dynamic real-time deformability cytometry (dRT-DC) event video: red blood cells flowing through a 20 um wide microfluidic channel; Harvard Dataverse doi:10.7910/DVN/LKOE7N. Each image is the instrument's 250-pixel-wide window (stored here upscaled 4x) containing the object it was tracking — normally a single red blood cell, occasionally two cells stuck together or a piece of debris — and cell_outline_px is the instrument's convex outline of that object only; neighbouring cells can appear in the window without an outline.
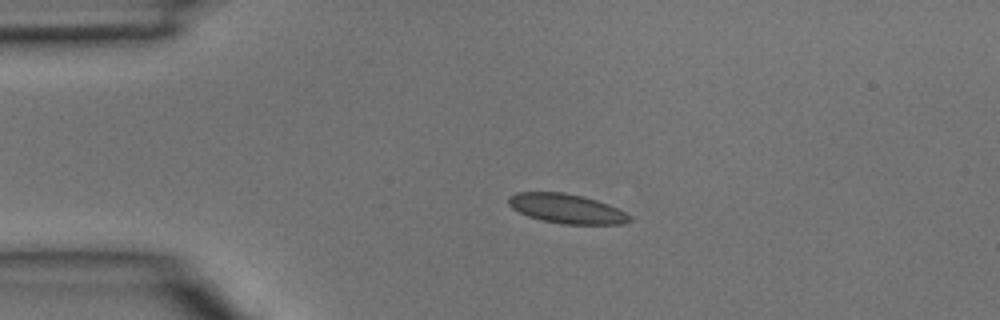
{"species": "common noctule bat (a hibernating species)", "species_latin": "Nyctalus noctula", "temperature_condition": "room temperature", "stored_images_in_passage": 3, "camera_frame_rate_fps": 3000, "um_per_image_px": 0.085, "animal": {"sex": "male", "body_mass_g": 15.6}, "frame": {"image": 1, "passage_image": 2, "time_ms": 0.333, "image_size_px": [1000, 320], "cell_outline_px": [[632, 220], [624, 224], [564, 224], [540, 220], [528, 216], [512, 208], [508, 204], [508, 196], [516, 192], [564, 192], [596, 200], [608, 204], [632, 216]], "centroid_in_image_um": [48.15, 17.74], "position_along_channel_um": 36.9, "area_um2": 20.75}}